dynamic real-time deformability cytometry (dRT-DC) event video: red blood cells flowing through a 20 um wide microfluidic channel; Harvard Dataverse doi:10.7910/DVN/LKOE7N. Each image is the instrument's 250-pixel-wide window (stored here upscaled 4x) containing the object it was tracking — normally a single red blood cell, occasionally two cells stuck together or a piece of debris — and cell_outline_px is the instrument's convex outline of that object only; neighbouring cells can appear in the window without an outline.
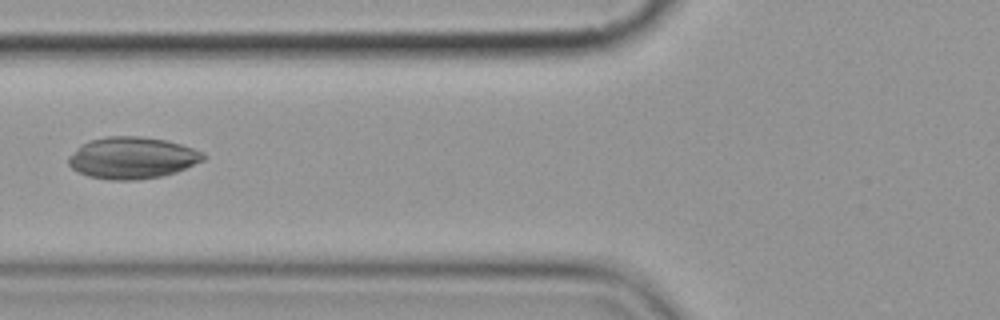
{"species": "common noctule bat (a hibernating species)", "species_latin": "Nyctalus noctula", "temperature_condition": "cold", "stored_images_in_passage": 9, "camera_frame_rate_fps": 3000, "um_per_image_px": 0.085, "animal": {"sex": "female", "body_mass_g": 19.9}, "frame": {"image": 1, "passage_image": 7, "time_ms": 8.0, "image_size_px": [1000, 320], "cell_outline_px": [[208, 156], [204, 160], [176, 172], [160, 176], [136, 180], [108, 180], [88, 176], [76, 172], [68, 164], [68, 156], [84, 144], [92, 140], [108, 136], [140, 136], [164, 140], [180, 144], [204, 152]], "centroid_in_image_um": [11.25, 13.43], "position_along_channel_um": 114.6, "area_um2": 32.66}}
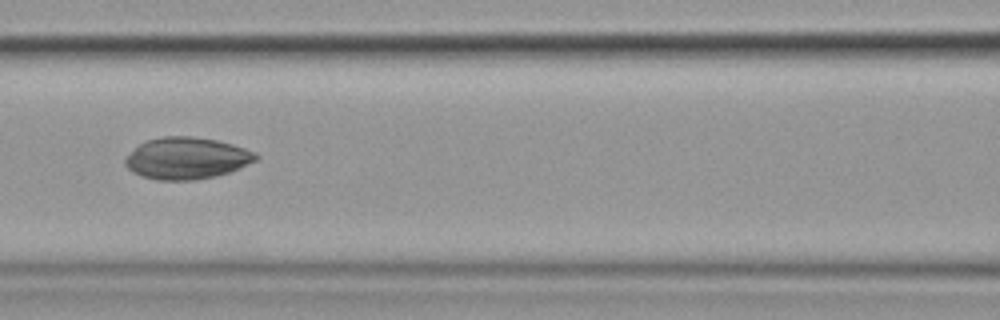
{"frame": {"image": 2, "passage_image": 8, "time_ms": 9.0, "image_size_px": [1000, 320], "cell_outline_px": [[260, 156], [256, 160], [240, 168], [216, 176], [196, 180], [156, 180], [140, 176], [132, 172], [124, 164], [124, 160], [140, 144], [148, 140], [164, 136], [192, 136], [216, 140], [232, 144], [256, 152]], "centroid_in_image_um": [15.88, 13.46], "position_along_channel_um": 150.7, "area_um2": 31.73}}
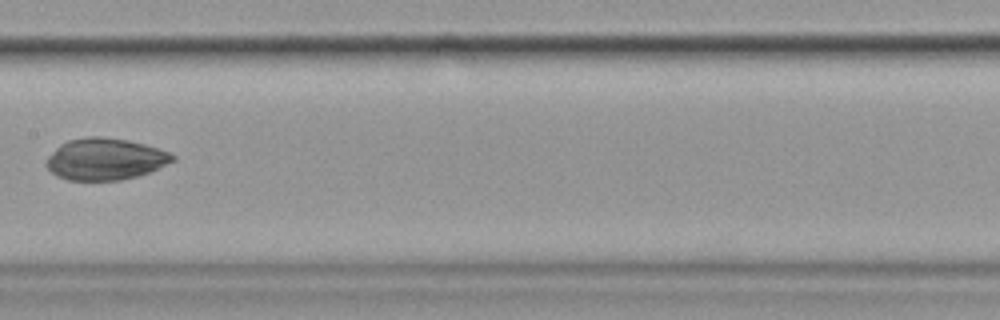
{"frame": {"image": 3, "passage_image": 9, "time_ms": 10.333, "image_size_px": [1000, 320], "cell_outline_px": [[176, 160], [148, 172], [136, 176], [120, 180], [68, 180], [52, 172], [44, 164], [48, 156], [60, 144], [68, 140], [88, 136], [100, 136], [128, 140], [144, 144], [168, 152], [176, 156]], "centroid_in_image_um": [8.92, 13.51], "position_along_channel_um": 198.5, "area_um2": 30.46}}